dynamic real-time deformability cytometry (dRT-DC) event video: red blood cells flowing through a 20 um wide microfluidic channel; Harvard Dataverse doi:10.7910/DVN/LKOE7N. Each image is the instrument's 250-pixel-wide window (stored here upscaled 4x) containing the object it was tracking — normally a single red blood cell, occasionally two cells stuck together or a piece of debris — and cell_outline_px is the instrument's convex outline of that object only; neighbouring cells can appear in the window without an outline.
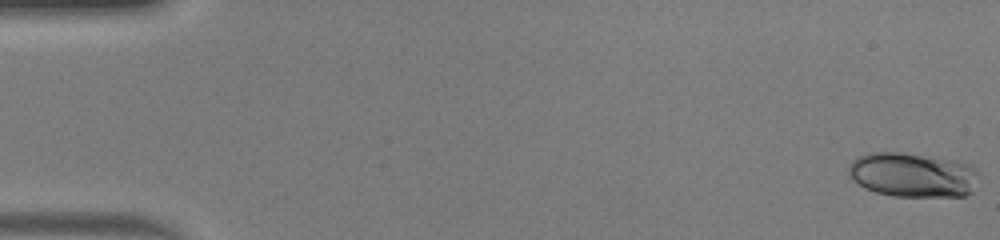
{"species": "human", "species_latin": "Homo sapiens", "temperature_condition": "warm", "stored_images_in_passage": 49, "camera_frame_rate_fps": 3000, "um_per_image_px": 0.085, "donor": {"sex": "male"}, "frame": {"image": 1, "passage_image": 1, "time_ms": 0.0, "image_size_px": [1000, 240], "cell_outline_px": [[980, 172], [972, 192], [964, 196], [892, 196], [876, 192], [864, 188], [852, 180], [848, 172], [848, 168], [852, 160], [868, 152], [900, 152], [952, 160], [968, 164]], "centroid_in_image_um": [77.56, 14.87], "position_along_channel_um": 7.4, "area_um2": 33.81}}
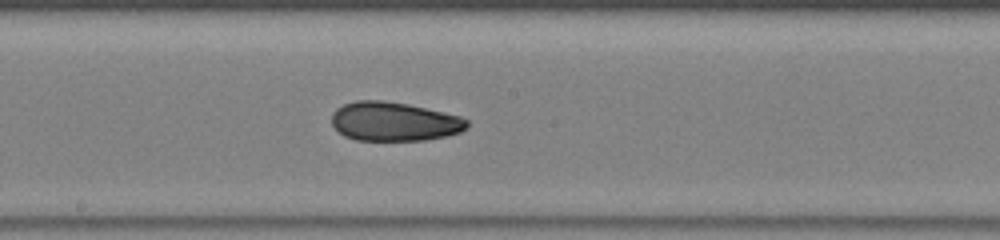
{"frame": {"image": 2, "passage_image": 27, "time_ms": 8.667, "image_size_px": [1000, 240], "cell_outline_px": [[468, 128], [460, 132], [448, 136], [424, 140], [356, 140], [344, 136], [332, 124], [332, 112], [336, 108], [344, 104], [356, 100], [380, 100], [408, 104], [460, 116], [468, 120]], "centroid_in_image_um": [33.5, 10.33], "position_along_channel_um": 214.7, "area_um2": 30.81}}
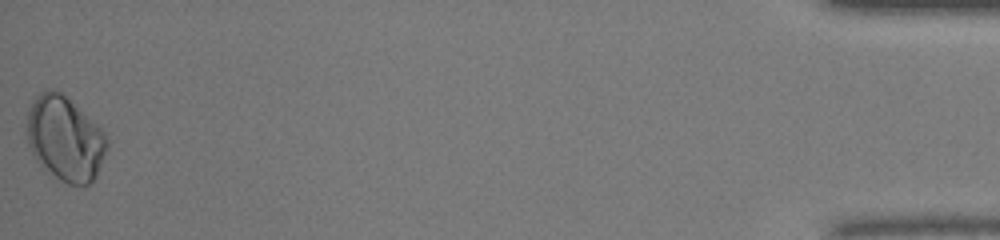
{"frame": {"image": 3, "passage_image": 49, "time_ms": 16.0, "image_size_px": [1000, 240], "cell_outline_px": [[108, 148], [96, 176], [92, 184], [84, 188], [68, 184], [60, 180], [36, 160], [28, 144], [28, 112], [32, 100], [40, 92], [48, 88], [52, 88], [60, 92], [96, 124], [108, 136]], "centroid_in_image_um": [5.55, 11.82], "position_along_channel_um": 429.6, "area_um2": 39.36}, "authors_computed_cell_mechanics": {"area_um2": 31.0964, "velocity_mm_per_s": 4.2498, "shape_relaxation_time_tau1_ms": null, "shape_relaxation_time_tau2_ms": 1.8973, "deformation_change_tau1": null, "deformation_change_tau2": 0.0421}}